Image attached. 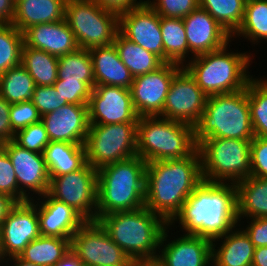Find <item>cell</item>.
Here are the masks:
<instances>
[{
	"instance_id": "cell-55",
	"label": "cell",
	"mask_w": 267,
	"mask_h": 266,
	"mask_svg": "<svg viewBox=\"0 0 267 266\" xmlns=\"http://www.w3.org/2000/svg\"><path fill=\"white\" fill-rule=\"evenodd\" d=\"M5 260V257L3 255L2 247H1V239H0V265Z\"/></svg>"
},
{
	"instance_id": "cell-23",
	"label": "cell",
	"mask_w": 267,
	"mask_h": 266,
	"mask_svg": "<svg viewBox=\"0 0 267 266\" xmlns=\"http://www.w3.org/2000/svg\"><path fill=\"white\" fill-rule=\"evenodd\" d=\"M23 39L26 46L43 50L56 57L79 48L74 33L65 19L31 26L23 32Z\"/></svg>"
},
{
	"instance_id": "cell-48",
	"label": "cell",
	"mask_w": 267,
	"mask_h": 266,
	"mask_svg": "<svg viewBox=\"0 0 267 266\" xmlns=\"http://www.w3.org/2000/svg\"><path fill=\"white\" fill-rule=\"evenodd\" d=\"M10 106L11 104L0 96V144L14 139L15 133L12 131L10 121Z\"/></svg>"
},
{
	"instance_id": "cell-2",
	"label": "cell",
	"mask_w": 267,
	"mask_h": 266,
	"mask_svg": "<svg viewBox=\"0 0 267 266\" xmlns=\"http://www.w3.org/2000/svg\"><path fill=\"white\" fill-rule=\"evenodd\" d=\"M203 181L201 156L148 162L145 176V207L169 223Z\"/></svg>"
},
{
	"instance_id": "cell-31",
	"label": "cell",
	"mask_w": 267,
	"mask_h": 266,
	"mask_svg": "<svg viewBox=\"0 0 267 266\" xmlns=\"http://www.w3.org/2000/svg\"><path fill=\"white\" fill-rule=\"evenodd\" d=\"M71 249V238L40 235L19 255L26 262L40 266H54Z\"/></svg>"
},
{
	"instance_id": "cell-9",
	"label": "cell",
	"mask_w": 267,
	"mask_h": 266,
	"mask_svg": "<svg viewBox=\"0 0 267 266\" xmlns=\"http://www.w3.org/2000/svg\"><path fill=\"white\" fill-rule=\"evenodd\" d=\"M79 48L111 45L119 31V16L94 0H66L65 15Z\"/></svg>"
},
{
	"instance_id": "cell-20",
	"label": "cell",
	"mask_w": 267,
	"mask_h": 266,
	"mask_svg": "<svg viewBox=\"0 0 267 266\" xmlns=\"http://www.w3.org/2000/svg\"><path fill=\"white\" fill-rule=\"evenodd\" d=\"M119 32L163 61L160 16L147 3L119 15Z\"/></svg>"
},
{
	"instance_id": "cell-37",
	"label": "cell",
	"mask_w": 267,
	"mask_h": 266,
	"mask_svg": "<svg viewBox=\"0 0 267 266\" xmlns=\"http://www.w3.org/2000/svg\"><path fill=\"white\" fill-rule=\"evenodd\" d=\"M246 0H199L205 9L232 36L244 17Z\"/></svg>"
},
{
	"instance_id": "cell-17",
	"label": "cell",
	"mask_w": 267,
	"mask_h": 266,
	"mask_svg": "<svg viewBox=\"0 0 267 266\" xmlns=\"http://www.w3.org/2000/svg\"><path fill=\"white\" fill-rule=\"evenodd\" d=\"M40 235L37 207L31 201L16 203L0 224L5 259L19 256Z\"/></svg>"
},
{
	"instance_id": "cell-3",
	"label": "cell",
	"mask_w": 267,
	"mask_h": 266,
	"mask_svg": "<svg viewBox=\"0 0 267 266\" xmlns=\"http://www.w3.org/2000/svg\"><path fill=\"white\" fill-rule=\"evenodd\" d=\"M146 166L136 155L97 169V219L145 206Z\"/></svg>"
},
{
	"instance_id": "cell-52",
	"label": "cell",
	"mask_w": 267,
	"mask_h": 266,
	"mask_svg": "<svg viewBox=\"0 0 267 266\" xmlns=\"http://www.w3.org/2000/svg\"><path fill=\"white\" fill-rule=\"evenodd\" d=\"M252 266H267V246L255 248Z\"/></svg>"
},
{
	"instance_id": "cell-15",
	"label": "cell",
	"mask_w": 267,
	"mask_h": 266,
	"mask_svg": "<svg viewBox=\"0 0 267 266\" xmlns=\"http://www.w3.org/2000/svg\"><path fill=\"white\" fill-rule=\"evenodd\" d=\"M182 67L168 62L153 72L134 77L130 90L133 107L139 117L162 113L173 77Z\"/></svg>"
},
{
	"instance_id": "cell-44",
	"label": "cell",
	"mask_w": 267,
	"mask_h": 266,
	"mask_svg": "<svg viewBox=\"0 0 267 266\" xmlns=\"http://www.w3.org/2000/svg\"><path fill=\"white\" fill-rule=\"evenodd\" d=\"M41 118L42 116L31 100L10 106V121L14 133L41 121Z\"/></svg>"
},
{
	"instance_id": "cell-32",
	"label": "cell",
	"mask_w": 267,
	"mask_h": 266,
	"mask_svg": "<svg viewBox=\"0 0 267 266\" xmlns=\"http://www.w3.org/2000/svg\"><path fill=\"white\" fill-rule=\"evenodd\" d=\"M21 65L28 71L36 86L53 85L58 79V57L43 50L24 44Z\"/></svg>"
},
{
	"instance_id": "cell-54",
	"label": "cell",
	"mask_w": 267,
	"mask_h": 266,
	"mask_svg": "<svg viewBox=\"0 0 267 266\" xmlns=\"http://www.w3.org/2000/svg\"><path fill=\"white\" fill-rule=\"evenodd\" d=\"M134 266H160L156 261H138Z\"/></svg>"
},
{
	"instance_id": "cell-35",
	"label": "cell",
	"mask_w": 267,
	"mask_h": 266,
	"mask_svg": "<svg viewBox=\"0 0 267 266\" xmlns=\"http://www.w3.org/2000/svg\"><path fill=\"white\" fill-rule=\"evenodd\" d=\"M35 87L33 78L21 64L0 75V96L9 104L31 100Z\"/></svg>"
},
{
	"instance_id": "cell-42",
	"label": "cell",
	"mask_w": 267,
	"mask_h": 266,
	"mask_svg": "<svg viewBox=\"0 0 267 266\" xmlns=\"http://www.w3.org/2000/svg\"><path fill=\"white\" fill-rule=\"evenodd\" d=\"M31 101L41 116L68 104L53 85L36 86Z\"/></svg>"
},
{
	"instance_id": "cell-33",
	"label": "cell",
	"mask_w": 267,
	"mask_h": 266,
	"mask_svg": "<svg viewBox=\"0 0 267 266\" xmlns=\"http://www.w3.org/2000/svg\"><path fill=\"white\" fill-rule=\"evenodd\" d=\"M239 36L253 46L263 40L267 42V0H246L242 24L232 35V41Z\"/></svg>"
},
{
	"instance_id": "cell-25",
	"label": "cell",
	"mask_w": 267,
	"mask_h": 266,
	"mask_svg": "<svg viewBox=\"0 0 267 266\" xmlns=\"http://www.w3.org/2000/svg\"><path fill=\"white\" fill-rule=\"evenodd\" d=\"M93 61L95 85L130 89L134 77L119 58L114 44L89 49Z\"/></svg>"
},
{
	"instance_id": "cell-53",
	"label": "cell",
	"mask_w": 267,
	"mask_h": 266,
	"mask_svg": "<svg viewBox=\"0 0 267 266\" xmlns=\"http://www.w3.org/2000/svg\"><path fill=\"white\" fill-rule=\"evenodd\" d=\"M5 265L6 266H40L34 263L26 262L23 259H21L19 256L5 259L0 266H5Z\"/></svg>"
},
{
	"instance_id": "cell-51",
	"label": "cell",
	"mask_w": 267,
	"mask_h": 266,
	"mask_svg": "<svg viewBox=\"0 0 267 266\" xmlns=\"http://www.w3.org/2000/svg\"><path fill=\"white\" fill-rule=\"evenodd\" d=\"M16 202L9 196L0 193V224Z\"/></svg>"
},
{
	"instance_id": "cell-13",
	"label": "cell",
	"mask_w": 267,
	"mask_h": 266,
	"mask_svg": "<svg viewBox=\"0 0 267 266\" xmlns=\"http://www.w3.org/2000/svg\"><path fill=\"white\" fill-rule=\"evenodd\" d=\"M207 95L182 67L173 77L160 117L195 126L205 108Z\"/></svg>"
},
{
	"instance_id": "cell-10",
	"label": "cell",
	"mask_w": 267,
	"mask_h": 266,
	"mask_svg": "<svg viewBox=\"0 0 267 266\" xmlns=\"http://www.w3.org/2000/svg\"><path fill=\"white\" fill-rule=\"evenodd\" d=\"M137 125L133 123L89 124L84 143L92 167L123 161L137 155Z\"/></svg>"
},
{
	"instance_id": "cell-41",
	"label": "cell",
	"mask_w": 267,
	"mask_h": 266,
	"mask_svg": "<svg viewBox=\"0 0 267 266\" xmlns=\"http://www.w3.org/2000/svg\"><path fill=\"white\" fill-rule=\"evenodd\" d=\"M0 193L19 203V188L12 162L2 144H0Z\"/></svg>"
},
{
	"instance_id": "cell-38",
	"label": "cell",
	"mask_w": 267,
	"mask_h": 266,
	"mask_svg": "<svg viewBox=\"0 0 267 266\" xmlns=\"http://www.w3.org/2000/svg\"><path fill=\"white\" fill-rule=\"evenodd\" d=\"M23 33L12 24H0V75L21 64Z\"/></svg>"
},
{
	"instance_id": "cell-27",
	"label": "cell",
	"mask_w": 267,
	"mask_h": 266,
	"mask_svg": "<svg viewBox=\"0 0 267 266\" xmlns=\"http://www.w3.org/2000/svg\"><path fill=\"white\" fill-rule=\"evenodd\" d=\"M43 155L50 178L79 170L87 163L84 144L50 141Z\"/></svg>"
},
{
	"instance_id": "cell-12",
	"label": "cell",
	"mask_w": 267,
	"mask_h": 266,
	"mask_svg": "<svg viewBox=\"0 0 267 266\" xmlns=\"http://www.w3.org/2000/svg\"><path fill=\"white\" fill-rule=\"evenodd\" d=\"M71 249L84 266H125L132 260L97 220L86 221L73 234Z\"/></svg>"
},
{
	"instance_id": "cell-14",
	"label": "cell",
	"mask_w": 267,
	"mask_h": 266,
	"mask_svg": "<svg viewBox=\"0 0 267 266\" xmlns=\"http://www.w3.org/2000/svg\"><path fill=\"white\" fill-rule=\"evenodd\" d=\"M2 145L16 173L19 203L45 195L49 189L50 177L44 155L20 147L13 140Z\"/></svg>"
},
{
	"instance_id": "cell-34",
	"label": "cell",
	"mask_w": 267,
	"mask_h": 266,
	"mask_svg": "<svg viewBox=\"0 0 267 266\" xmlns=\"http://www.w3.org/2000/svg\"><path fill=\"white\" fill-rule=\"evenodd\" d=\"M58 79L82 81L93 90L95 79L89 50L78 48L74 52L58 57Z\"/></svg>"
},
{
	"instance_id": "cell-24",
	"label": "cell",
	"mask_w": 267,
	"mask_h": 266,
	"mask_svg": "<svg viewBox=\"0 0 267 266\" xmlns=\"http://www.w3.org/2000/svg\"><path fill=\"white\" fill-rule=\"evenodd\" d=\"M254 250L249 236L237 225L212 241V266H252Z\"/></svg>"
},
{
	"instance_id": "cell-21",
	"label": "cell",
	"mask_w": 267,
	"mask_h": 266,
	"mask_svg": "<svg viewBox=\"0 0 267 266\" xmlns=\"http://www.w3.org/2000/svg\"><path fill=\"white\" fill-rule=\"evenodd\" d=\"M50 141L84 144L89 130L88 105L66 104L42 116Z\"/></svg>"
},
{
	"instance_id": "cell-39",
	"label": "cell",
	"mask_w": 267,
	"mask_h": 266,
	"mask_svg": "<svg viewBox=\"0 0 267 266\" xmlns=\"http://www.w3.org/2000/svg\"><path fill=\"white\" fill-rule=\"evenodd\" d=\"M13 141L20 147L40 154L44 153L45 147L50 143L45 125L42 121L33 123L17 131Z\"/></svg>"
},
{
	"instance_id": "cell-5",
	"label": "cell",
	"mask_w": 267,
	"mask_h": 266,
	"mask_svg": "<svg viewBox=\"0 0 267 266\" xmlns=\"http://www.w3.org/2000/svg\"><path fill=\"white\" fill-rule=\"evenodd\" d=\"M230 44L217 51L194 56L183 66L207 96L243 90L255 76L249 72L255 59L252 52L231 51Z\"/></svg>"
},
{
	"instance_id": "cell-26",
	"label": "cell",
	"mask_w": 267,
	"mask_h": 266,
	"mask_svg": "<svg viewBox=\"0 0 267 266\" xmlns=\"http://www.w3.org/2000/svg\"><path fill=\"white\" fill-rule=\"evenodd\" d=\"M66 0H21L15 4L12 25L22 33L31 26L64 19Z\"/></svg>"
},
{
	"instance_id": "cell-1",
	"label": "cell",
	"mask_w": 267,
	"mask_h": 266,
	"mask_svg": "<svg viewBox=\"0 0 267 266\" xmlns=\"http://www.w3.org/2000/svg\"><path fill=\"white\" fill-rule=\"evenodd\" d=\"M185 235L211 241L224 236L238 225L237 186L233 183L202 181L168 223Z\"/></svg>"
},
{
	"instance_id": "cell-7",
	"label": "cell",
	"mask_w": 267,
	"mask_h": 266,
	"mask_svg": "<svg viewBox=\"0 0 267 266\" xmlns=\"http://www.w3.org/2000/svg\"><path fill=\"white\" fill-rule=\"evenodd\" d=\"M197 149L194 126L160 116L138 118L137 156L145 162L186 158Z\"/></svg>"
},
{
	"instance_id": "cell-8",
	"label": "cell",
	"mask_w": 267,
	"mask_h": 266,
	"mask_svg": "<svg viewBox=\"0 0 267 266\" xmlns=\"http://www.w3.org/2000/svg\"><path fill=\"white\" fill-rule=\"evenodd\" d=\"M251 140L206 138L198 144L203 181L233 183L250 176Z\"/></svg>"
},
{
	"instance_id": "cell-43",
	"label": "cell",
	"mask_w": 267,
	"mask_h": 266,
	"mask_svg": "<svg viewBox=\"0 0 267 266\" xmlns=\"http://www.w3.org/2000/svg\"><path fill=\"white\" fill-rule=\"evenodd\" d=\"M53 86L68 104L88 105L92 89L85 82L57 79Z\"/></svg>"
},
{
	"instance_id": "cell-4",
	"label": "cell",
	"mask_w": 267,
	"mask_h": 266,
	"mask_svg": "<svg viewBox=\"0 0 267 266\" xmlns=\"http://www.w3.org/2000/svg\"><path fill=\"white\" fill-rule=\"evenodd\" d=\"M110 238L132 259L156 261L160 241L168 223L145 206L99 217Z\"/></svg>"
},
{
	"instance_id": "cell-47",
	"label": "cell",
	"mask_w": 267,
	"mask_h": 266,
	"mask_svg": "<svg viewBox=\"0 0 267 266\" xmlns=\"http://www.w3.org/2000/svg\"><path fill=\"white\" fill-rule=\"evenodd\" d=\"M102 9L116 13L118 16L131 9L142 6L146 0H94Z\"/></svg>"
},
{
	"instance_id": "cell-19",
	"label": "cell",
	"mask_w": 267,
	"mask_h": 266,
	"mask_svg": "<svg viewBox=\"0 0 267 266\" xmlns=\"http://www.w3.org/2000/svg\"><path fill=\"white\" fill-rule=\"evenodd\" d=\"M183 21L188 43V61L194 56L217 51L232 42L228 31L200 6L184 17Z\"/></svg>"
},
{
	"instance_id": "cell-6",
	"label": "cell",
	"mask_w": 267,
	"mask_h": 266,
	"mask_svg": "<svg viewBox=\"0 0 267 266\" xmlns=\"http://www.w3.org/2000/svg\"><path fill=\"white\" fill-rule=\"evenodd\" d=\"M194 133L197 145L206 138L252 140L255 135L247 88L207 96L202 116L194 126Z\"/></svg>"
},
{
	"instance_id": "cell-46",
	"label": "cell",
	"mask_w": 267,
	"mask_h": 266,
	"mask_svg": "<svg viewBox=\"0 0 267 266\" xmlns=\"http://www.w3.org/2000/svg\"><path fill=\"white\" fill-rule=\"evenodd\" d=\"M245 221L248 225L243 226L241 221L238 222V225H241L254 247L267 246V217L251 218Z\"/></svg>"
},
{
	"instance_id": "cell-28",
	"label": "cell",
	"mask_w": 267,
	"mask_h": 266,
	"mask_svg": "<svg viewBox=\"0 0 267 266\" xmlns=\"http://www.w3.org/2000/svg\"><path fill=\"white\" fill-rule=\"evenodd\" d=\"M236 186L239 221L267 217V178L249 176Z\"/></svg>"
},
{
	"instance_id": "cell-40",
	"label": "cell",
	"mask_w": 267,
	"mask_h": 266,
	"mask_svg": "<svg viewBox=\"0 0 267 266\" xmlns=\"http://www.w3.org/2000/svg\"><path fill=\"white\" fill-rule=\"evenodd\" d=\"M146 3L159 16L181 19L199 6V0H146Z\"/></svg>"
},
{
	"instance_id": "cell-50",
	"label": "cell",
	"mask_w": 267,
	"mask_h": 266,
	"mask_svg": "<svg viewBox=\"0 0 267 266\" xmlns=\"http://www.w3.org/2000/svg\"><path fill=\"white\" fill-rule=\"evenodd\" d=\"M54 266H84V263L70 249Z\"/></svg>"
},
{
	"instance_id": "cell-30",
	"label": "cell",
	"mask_w": 267,
	"mask_h": 266,
	"mask_svg": "<svg viewBox=\"0 0 267 266\" xmlns=\"http://www.w3.org/2000/svg\"><path fill=\"white\" fill-rule=\"evenodd\" d=\"M160 27L163 41V62L184 66L188 62V43L183 19L160 16Z\"/></svg>"
},
{
	"instance_id": "cell-16",
	"label": "cell",
	"mask_w": 267,
	"mask_h": 266,
	"mask_svg": "<svg viewBox=\"0 0 267 266\" xmlns=\"http://www.w3.org/2000/svg\"><path fill=\"white\" fill-rule=\"evenodd\" d=\"M131 90L120 86L95 85L88 101L89 124L138 122Z\"/></svg>"
},
{
	"instance_id": "cell-57",
	"label": "cell",
	"mask_w": 267,
	"mask_h": 266,
	"mask_svg": "<svg viewBox=\"0 0 267 266\" xmlns=\"http://www.w3.org/2000/svg\"><path fill=\"white\" fill-rule=\"evenodd\" d=\"M14 2V4L18 3L21 0H12Z\"/></svg>"
},
{
	"instance_id": "cell-11",
	"label": "cell",
	"mask_w": 267,
	"mask_h": 266,
	"mask_svg": "<svg viewBox=\"0 0 267 266\" xmlns=\"http://www.w3.org/2000/svg\"><path fill=\"white\" fill-rule=\"evenodd\" d=\"M47 193L71 206L86 221L97 220V169L89 163L69 174L51 177Z\"/></svg>"
},
{
	"instance_id": "cell-45",
	"label": "cell",
	"mask_w": 267,
	"mask_h": 266,
	"mask_svg": "<svg viewBox=\"0 0 267 266\" xmlns=\"http://www.w3.org/2000/svg\"><path fill=\"white\" fill-rule=\"evenodd\" d=\"M250 176L267 178V138L255 136L250 143Z\"/></svg>"
},
{
	"instance_id": "cell-22",
	"label": "cell",
	"mask_w": 267,
	"mask_h": 266,
	"mask_svg": "<svg viewBox=\"0 0 267 266\" xmlns=\"http://www.w3.org/2000/svg\"><path fill=\"white\" fill-rule=\"evenodd\" d=\"M30 201L37 207L42 236L72 238L86 222L71 206L56 200L48 193Z\"/></svg>"
},
{
	"instance_id": "cell-29",
	"label": "cell",
	"mask_w": 267,
	"mask_h": 266,
	"mask_svg": "<svg viewBox=\"0 0 267 266\" xmlns=\"http://www.w3.org/2000/svg\"><path fill=\"white\" fill-rule=\"evenodd\" d=\"M115 48L133 77L153 72L164 62L155 54L125 38L119 31L114 37Z\"/></svg>"
},
{
	"instance_id": "cell-36",
	"label": "cell",
	"mask_w": 267,
	"mask_h": 266,
	"mask_svg": "<svg viewBox=\"0 0 267 266\" xmlns=\"http://www.w3.org/2000/svg\"><path fill=\"white\" fill-rule=\"evenodd\" d=\"M267 76H254L247 84L251 124L255 136L267 138Z\"/></svg>"
},
{
	"instance_id": "cell-18",
	"label": "cell",
	"mask_w": 267,
	"mask_h": 266,
	"mask_svg": "<svg viewBox=\"0 0 267 266\" xmlns=\"http://www.w3.org/2000/svg\"><path fill=\"white\" fill-rule=\"evenodd\" d=\"M172 234V227L168 225L162 234L156 258L160 266H212L211 240L185 234L176 235V238Z\"/></svg>"
},
{
	"instance_id": "cell-56",
	"label": "cell",
	"mask_w": 267,
	"mask_h": 266,
	"mask_svg": "<svg viewBox=\"0 0 267 266\" xmlns=\"http://www.w3.org/2000/svg\"><path fill=\"white\" fill-rule=\"evenodd\" d=\"M138 261L137 260H131L127 265L125 266H134Z\"/></svg>"
},
{
	"instance_id": "cell-49",
	"label": "cell",
	"mask_w": 267,
	"mask_h": 266,
	"mask_svg": "<svg viewBox=\"0 0 267 266\" xmlns=\"http://www.w3.org/2000/svg\"><path fill=\"white\" fill-rule=\"evenodd\" d=\"M15 4L12 0H0V24H12Z\"/></svg>"
}]
</instances>
